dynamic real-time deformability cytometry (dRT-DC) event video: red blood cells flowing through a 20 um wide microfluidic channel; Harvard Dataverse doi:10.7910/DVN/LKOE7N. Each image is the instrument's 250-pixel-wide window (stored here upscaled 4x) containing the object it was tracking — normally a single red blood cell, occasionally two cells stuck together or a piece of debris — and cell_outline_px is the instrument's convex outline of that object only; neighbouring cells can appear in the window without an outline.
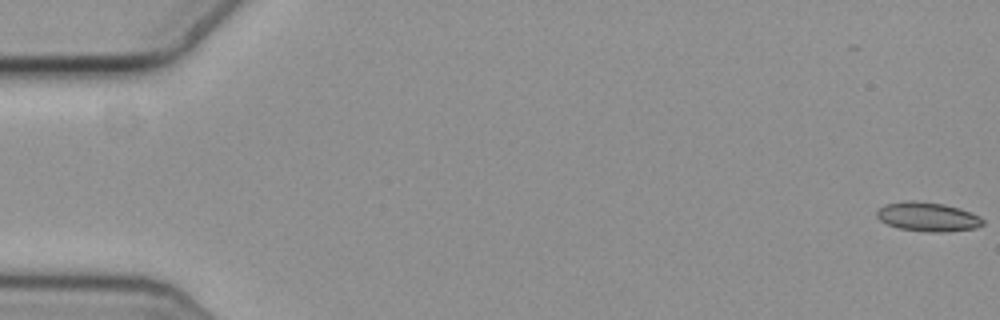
{"species": "common noctule bat (a hibernating species)", "species_latin": "Nyctalus noctula", "temperature_condition": "cold", "stored_images_in_passage": 54, "camera_frame_rate_fps": 3000, "um_per_image_px": 0.085, "animal": {"sex": "female", "body_mass_g": 19.3, "forearm_length_mm": 54.1}, "frame": {"image": 1, "passage_image": 1, "time_ms": 0.0, "image_size_px": [1000, 320], "cell_outline_px": [[984, 224], [976, 228], [944, 232], [928, 232], [900, 228], [888, 224], [880, 220], [876, 216], [876, 212], [884, 204], [916, 200], [944, 204], [980, 216], [984, 220]], "centroid_in_image_um": [78.86, 18.43], "position_along_channel_um": 6.1, "area_um2": 17.8}}
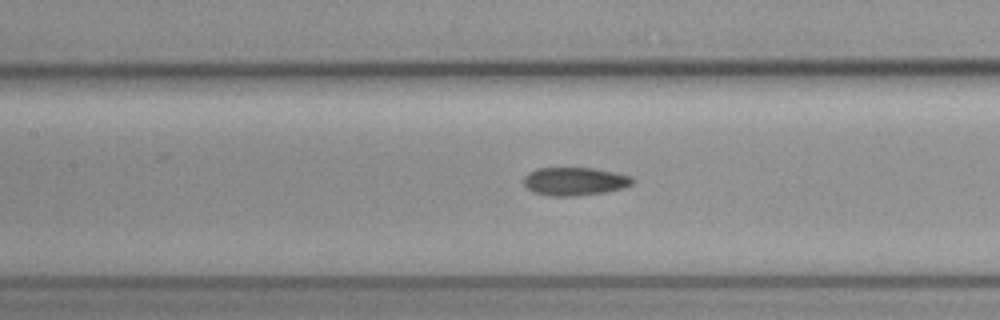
{"frame": {"image": 2, "passage_image": 27, "time_ms": 8.667, "image_size_px": [1000, 320], "cell_outline_px": [[636, 180], [632, 184], [624, 188], [604, 192], [572, 196], [548, 196], [532, 192], [524, 184], [524, 176], [528, 172], [536, 168], [592, 168], [632, 176]], "centroid_in_image_um": [48.84, 15.41], "position_along_channel_um": 158.6, "area_um2": 17.92}}
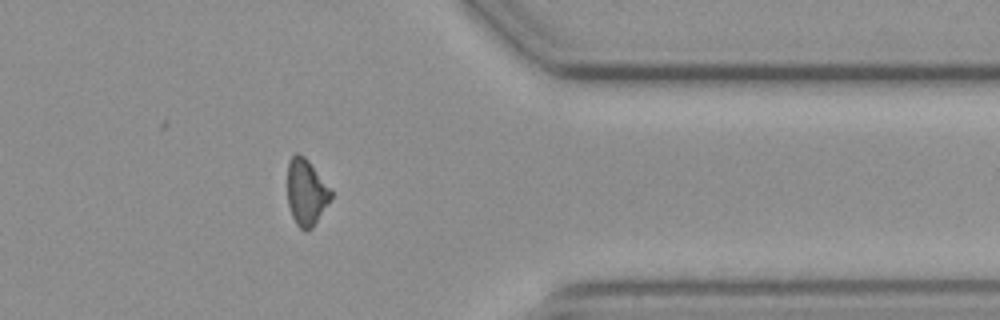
{"frame": {"image": 3, "passage_image": 47, "time_ms": 15.333, "image_size_px": [1000, 320], "cell_outline_px": [[332, 196], [312, 228], [304, 232], [296, 224], [292, 216], [288, 204], [288, 164], [292, 156], [296, 152], [300, 152], [308, 160], [332, 188]], "centroid_in_image_um": [26.04, 16.32], "position_along_channel_um": 385.4, "area_um2": 16.88}}